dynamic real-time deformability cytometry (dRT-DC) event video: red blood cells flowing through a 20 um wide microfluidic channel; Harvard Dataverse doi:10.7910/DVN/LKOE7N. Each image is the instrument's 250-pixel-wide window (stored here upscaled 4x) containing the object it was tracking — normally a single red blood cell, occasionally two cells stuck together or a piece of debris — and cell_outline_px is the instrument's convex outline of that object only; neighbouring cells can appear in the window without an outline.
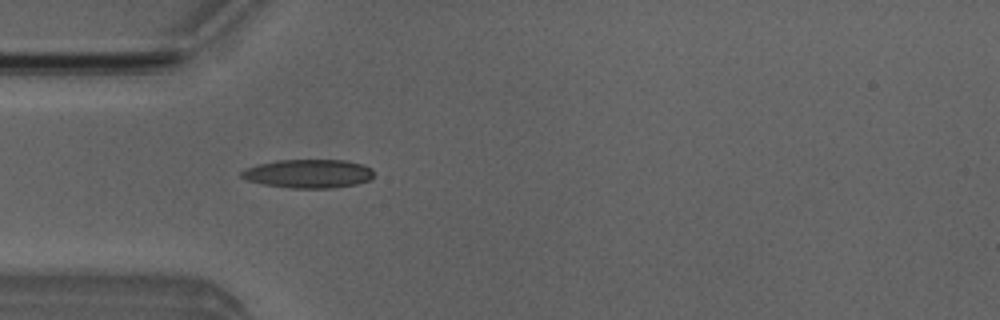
{"species": "Egyptian fruit bat (a non-hibernating species)", "species_latin": "Rousettus aegyptiacus", "temperature_condition": "room temperature", "stored_images_in_passage": 5, "camera_frame_rate_fps": 3000, "um_per_image_px": 0.085, "animal": {"sex": "male"}, "frame": {"image": 1, "passage_image": 5, "time_ms": 4.667, "image_size_px": [1000, 320], "cell_outline_px": [[372, 176], [368, 180], [356, 184], [332, 188], [288, 188], [260, 184], [244, 180], [240, 176], [240, 172], [244, 168], [276, 160], [344, 160], [364, 164], [372, 168]], "centroid_in_image_um": [26.16, 14.76], "position_along_channel_um": 58.8, "area_um2": 22.31}}